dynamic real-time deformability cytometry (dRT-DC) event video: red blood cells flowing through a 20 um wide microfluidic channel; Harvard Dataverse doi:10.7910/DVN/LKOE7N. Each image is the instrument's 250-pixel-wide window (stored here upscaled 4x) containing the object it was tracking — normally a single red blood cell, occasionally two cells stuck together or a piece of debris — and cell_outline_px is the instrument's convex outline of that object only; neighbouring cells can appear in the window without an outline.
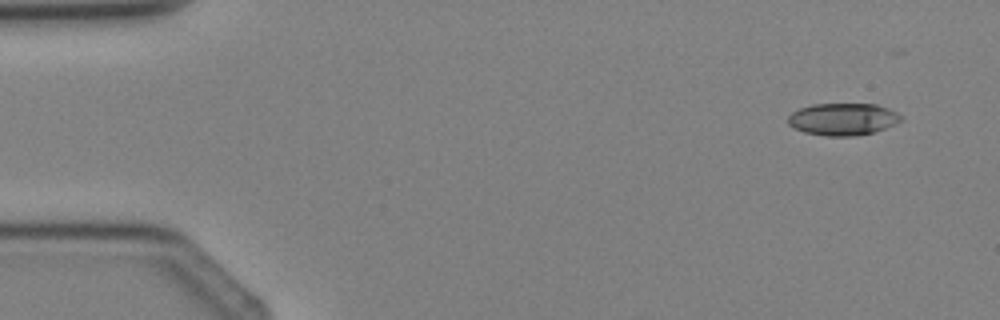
{"species": "Egyptian fruit bat (a non-hibernating species)", "species_latin": "Rousettus aegyptiacus", "temperature_condition": "cold", "stored_images_in_passage": 4, "camera_frame_rate_fps": 3000, "um_per_image_px": 0.085, "animal": {"sex": "female"}, "frame": {"image": 1, "passage_image": 1, "time_ms": 0.0, "image_size_px": [1000, 320], "cell_outline_px": [[904, 120], [884, 128], [872, 132], [852, 136], [828, 136], [804, 132], [788, 124], [788, 116], [792, 112], [800, 108], [812, 104], [876, 104], [888, 108], [896, 112]], "centroid_in_image_um": [71.63, 10.12], "position_along_channel_um": 13.4, "area_um2": 20.98}}
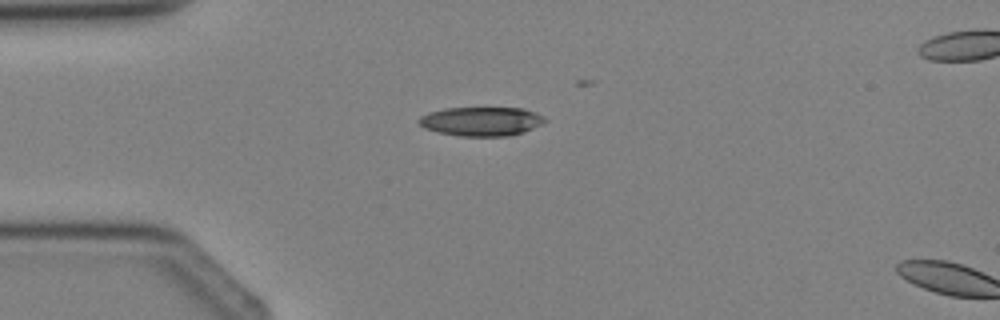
{"frame": {"image": 2, "passage_image": 3, "time_ms": 2.333, "image_size_px": [1000, 320], "cell_outline_px": [[548, 120], [524, 132], [512, 136], [460, 136], [436, 132], [424, 128], [416, 120], [420, 116], [428, 112], [444, 108], [524, 108], [536, 112], [544, 116]], "centroid_in_image_um": [40.9, 10.31], "position_along_channel_um": 44.1, "area_um2": 21.56}}